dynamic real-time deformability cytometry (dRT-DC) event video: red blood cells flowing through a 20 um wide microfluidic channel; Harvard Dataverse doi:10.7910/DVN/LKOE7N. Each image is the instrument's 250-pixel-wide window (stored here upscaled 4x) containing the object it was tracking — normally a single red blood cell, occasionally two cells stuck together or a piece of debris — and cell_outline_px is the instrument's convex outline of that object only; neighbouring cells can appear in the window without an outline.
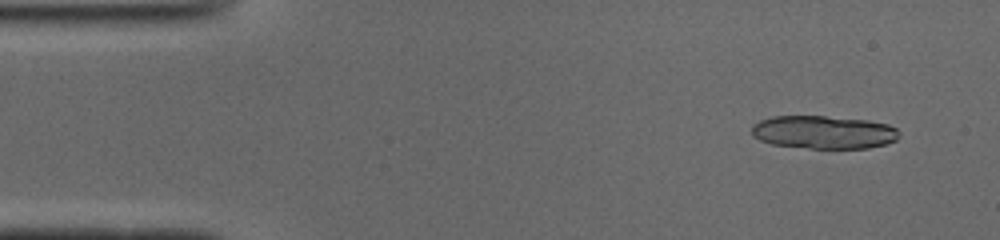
{"species": "common noctule bat (a hibernating species)", "species_latin": "Nyctalus noctula", "temperature_condition": "cold", "stored_images_in_passage": 51, "camera_frame_rate_fps": 3000, "um_per_image_px": 0.085, "animal": {"sex": "male", "body_mass_g": 19.0, "forearm_length_mm": 50.8}, "frame": {"image": 1, "passage_image": 4, "time_ms": 1.0, "image_size_px": [1000, 240], "cell_outline_px": [[900, 136], [896, 140], [884, 144], [868, 148], [812, 148], [772, 144], [760, 140], [752, 136], [752, 124], [760, 120], [772, 116], [824, 116], [868, 120], [888, 124], [896, 128]], "centroid_in_image_um": [70.0, 11.23], "position_along_channel_um": 15.0, "area_um2": 28.44}}
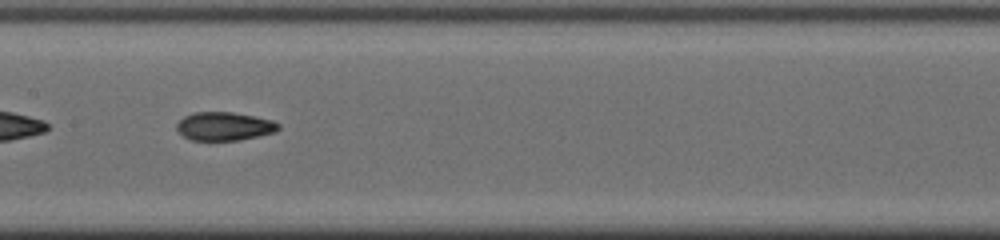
{"frame": {"image": 2, "passage_image": 25, "time_ms": 8.0, "image_size_px": [1000, 240], "cell_outline_px": [[280, 128], [276, 132], [236, 140], [192, 140], [184, 136], [176, 128], [176, 124], [184, 116], [196, 112], [232, 112], [272, 120], [280, 124]], "centroid_in_image_um": [19.07, 10.73], "position_along_channel_um": 188.3, "area_um2": 16.65}}
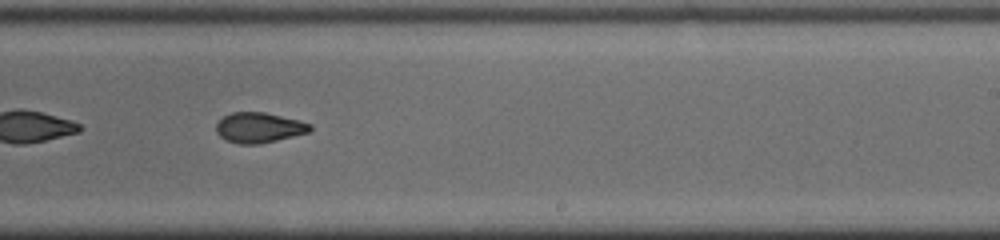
{"frame": {"image": 3, "passage_image": 31, "time_ms": 10.0, "image_size_px": [1000, 240], "cell_outline_px": [[312, 128], [308, 132], [260, 144], [240, 144], [228, 140], [220, 136], [216, 132], [216, 124], [224, 116], [232, 112], [264, 112], [300, 120], [312, 124]], "centroid_in_image_um": [22.02, 10.84], "position_along_channel_um": 267.0, "area_um2": 16.42}, "authors_computed_cell_mechanics": {"area_um2": 17.5134, "velocity_mm_per_s": 3.9426, "shape_relaxation_time_tau1_ms": null, "shape_relaxation_time_tau2_ms": 2.5947, "deformation_change_tau1": null, "deformation_change_tau2": 0.0845}}